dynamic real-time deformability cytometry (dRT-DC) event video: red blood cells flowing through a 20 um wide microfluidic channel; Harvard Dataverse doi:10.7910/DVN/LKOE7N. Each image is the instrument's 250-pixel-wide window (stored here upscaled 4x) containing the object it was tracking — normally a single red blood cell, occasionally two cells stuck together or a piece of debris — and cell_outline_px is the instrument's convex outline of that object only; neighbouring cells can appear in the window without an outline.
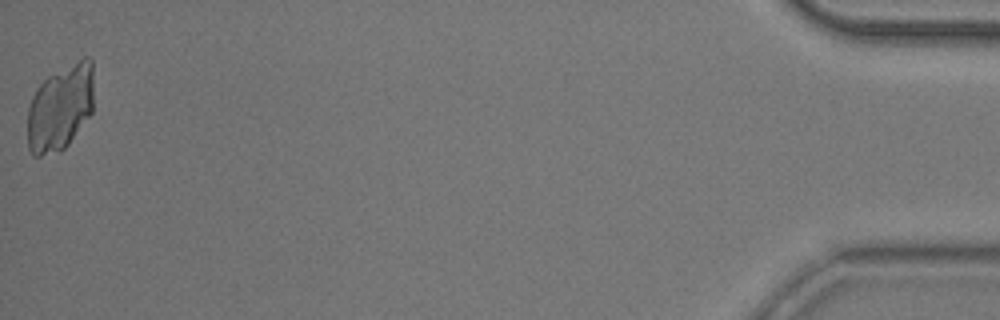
{"species": "common noctule bat (a hibernating species)", "species_latin": "Nyctalus noctula", "temperature_condition": "room temperature", "stored_images_in_passage": 40, "camera_frame_rate_fps": 3000, "um_per_image_px": 0.085, "animal": {"sex": "male", "body_mass_g": 20.5, "forearm_length_mm": 52.5}, "frame": {"image": 1, "passage_image": 40, "time_ms": 13.0, "image_size_px": [1000, 320], "cell_outline_px": [[92, 112], [68, 144], [60, 152], [40, 156], [32, 156], [28, 148], [28, 108], [32, 96], [36, 88], [48, 76], [84, 56], [88, 56], [92, 60]], "centroid_in_image_um": [5.11, 9.16], "position_along_channel_um": 430.1, "area_um2": 33.23}}